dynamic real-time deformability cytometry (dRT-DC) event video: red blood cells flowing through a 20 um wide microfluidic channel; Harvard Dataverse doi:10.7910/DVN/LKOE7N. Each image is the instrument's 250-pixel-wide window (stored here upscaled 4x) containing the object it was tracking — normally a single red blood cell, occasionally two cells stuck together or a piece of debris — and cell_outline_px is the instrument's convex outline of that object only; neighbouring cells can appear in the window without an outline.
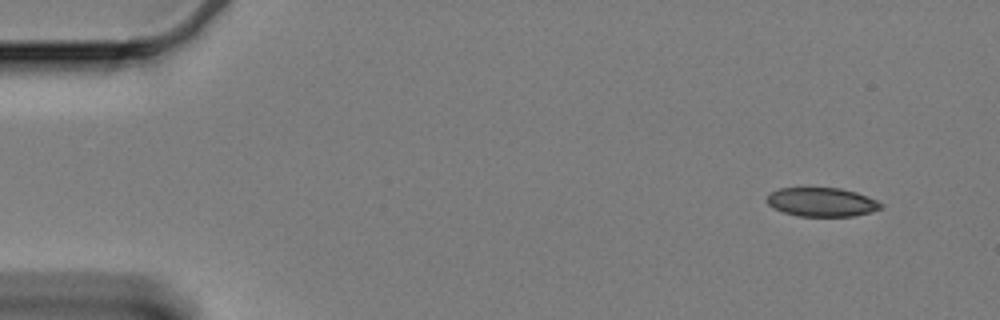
{"species": "Egyptian fruit bat (a non-hibernating species)", "species_latin": "Rousettus aegyptiacus", "temperature_condition": "cold", "stored_images_in_passage": 15, "camera_frame_rate_fps": 3000, "um_per_image_px": 0.085, "animal": {"sex": "female"}, "frame": {"image": 1, "passage_image": 1, "time_ms": 0.0, "image_size_px": [1000, 320], "cell_outline_px": [[884, 208], [872, 212], [856, 216], [800, 216], [784, 212], [772, 208], [764, 200], [772, 192], [780, 188], [840, 188], [856, 192], [876, 200], [884, 204]], "centroid_in_image_um": [69.88, 17.18], "position_along_channel_um": 15.1, "area_um2": 19.31}}
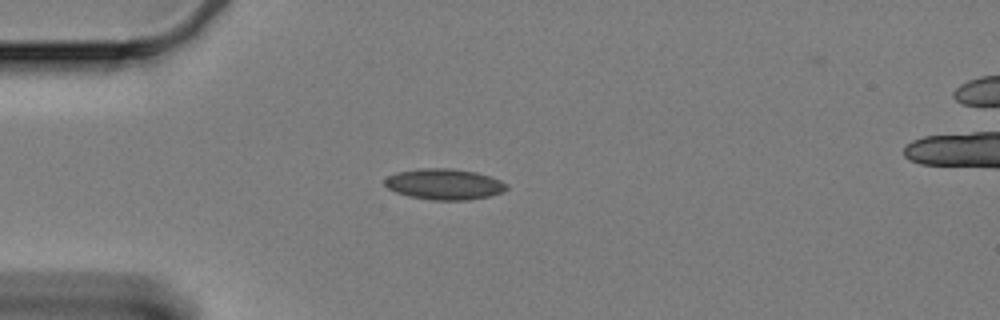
{"frame": {"image": 2, "passage_image": 12, "time_ms": 3.667, "image_size_px": [1000, 320], "cell_outline_px": [[508, 188], [504, 192], [488, 196], [468, 200], [432, 200], [408, 196], [396, 192], [388, 188], [384, 184], [384, 180], [388, 176], [400, 172], [424, 168], [448, 168], [476, 172], [500, 180], [508, 184]], "centroid_in_image_um": [37.78, 15.66], "position_along_channel_um": 47.2, "area_um2": 21.79}}